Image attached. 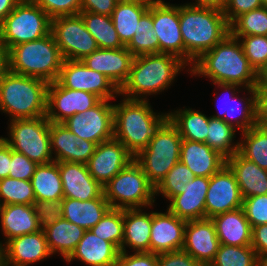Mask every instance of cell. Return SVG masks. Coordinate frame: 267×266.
<instances>
[{"mask_svg": "<svg viewBox=\"0 0 267 266\" xmlns=\"http://www.w3.org/2000/svg\"><path fill=\"white\" fill-rule=\"evenodd\" d=\"M187 71L193 76L210 78L214 83L237 84L255 88L258 73L250 65L238 38L230 33L211 50L204 52Z\"/></svg>", "mask_w": 267, "mask_h": 266, "instance_id": "obj_1", "label": "cell"}, {"mask_svg": "<svg viewBox=\"0 0 267 266\" xmlns=\"http://www.w3.org/2000/svg\"><path fill=\"white\" fill-rule=\"evenodd\" d=\"M179 22L185 47V62L189 66L230 33L223 10L218 8L187 3L180 5Z\"/></svg>", "mask_w": 267, "mask_h": 266, "instance_id": "obj_2", "label": "cell"}, {"mask_svg": "<svg viewBox=\"0 0 267 266\" xmlns=\"http://www.w3.org/2000/svg\"><path fill=\"white\" fill-rule=\"evenodd\" d=\"M168 121L169 111L157 114L148 100L123 98L114 104L113 138L135 157Z\"/></svg>", "mask_w": 267, "mask_h": 266, "instance_id": "obj_3", "label": "cell"}, {"mask_svg": "<svg viewBox=\"0 0 267 266\" xmlns=\"http://www.w3.org/2000/svg\"><path fill=\"white\" fill-rule=\"evenodd\" d=\"M186 66L189 65L172 54L136 56L133 58L127 81L119 89V95L132 100H149L148 96L168 89Z\"/></svg>", "mask_w": 267, "mask_h": 266, "instance_id": "obj_4", "label": "cell"}, {"mask_svg": "<svg viewBox=\"0 0 267 266\" xmlns=\"http://www.w3.org/2000/svg\"><path fill=\"white\" fill-rule=\"evenodd\" d=\"M48 83L8 70L0 82V110L10 120L46 116Z\"/></svg>", "mask_w": 267, "mask_h": 266, "instance_id": "obj_5", "label": "cell"}, {"mask_svg": "<svg viewBox=\"0 0 267 266\" xmlns=\"http://www.w3.org/2000/svg\"><path fill=\"white\" fill-rule=\"evenodd\" d=\"M63 61L52 33L8 50V70L44 80L48 84L57 81Z\"/></svg>", "mask_w": 267, "mask_h": 266, "instance_id": "obj_6", "label": "cell"}, {"mask_svg": "<svg viewBox=\"0 0 267 266\" xmlns=\"http://www.w3.org/2000/svg\"><path fill=\"white\" fill-rule=\"evenodd\" d=\"M103 191L107 202L114 209L152 207L156 201L155 187L135 160L117 173L103 187Z\"/></svg>", "mask_w": 267, "mask_h": 266, "instance_id": "obj_7", "label": "cell"}, {"mask_svg": "<svg viewBox=\"0 0 267 266\" xmlns=\"http://www.w3.org/2000/svg\"><path fill=\"white\" fill-rule=\"evenodd\" d=\"M181 144L182 137L169 120L148 146L134 157L155 188L180 161Z\"/></svg>", "mask_w": 267, "mask_h": 266, "instance_id": "obj_8", "label": "cell"}, {"mask_svg": "<svg viewBox=\"0 0 267 266\" xmlns=\"http://www.w3.org/2000/svg\"><path fill=\"white\" fill-rule=\"evenodd\" d=\"M50 33L51 18L32 0H20L0 25V42L9 50Z\"/></svg>", "mask_w": 267, "mask_h": 266, "instance_id": "obj_9", "label": "cell"}, {"mask_svg": "<svg viewBox=\"0 0 267 266\" xmlns=\"http://www.w3.org/2000/svg\"><path fill=\"white\" fill-rule=\"evenodd\" d=\"M8 137H2L12 150L24 154L37 164L54 161L50 144V121L39 118L14 119L8 126Z\"/></svg>", "mask_w": 267, "mask_h": 266, "instance_id": "obj_10", "label": "cell"}, {"mask_svg": "<svg viewBox=\"0 0 267 266\" xmlns=\"http://www.w3.org/2000/svg\"><path fill=\"white\" fill-rule=\"evenodd\" d=\"M51 33L64 60L81 61L99 48L80 14L51 19Z\"/></svg>", "mask_w": 267, "mask_h": 266, "instance_id": "obj_11", "label": "cell"}, {"mask_svg": "<svg viewBox=\"0 0 267 266\" xmlns=\"http://www.w3.org/2000/svg\"><path fill=\"white\" fill-rule=\"evenodd\" d=\"M101 100L94 107L72 115L63 124L77 136L98 145L113 138L114 104Z\"/></svg>", "mask_w": 267, "mask_h": 266, "instance_id": "obj_12", "label": "cell"}, {"mask_svg": "<svg viewBox=\"0 0 267 266\" xmlns=\"http://www.w3.org/2000/svg\"><path fill=\"white\" fill-rule=\"evenodd\" d=\"M57 82L64 88L89 92L102 100L119 96V89L108 77L88 68L82 61L64 60Z\"/></svg>", "mask_w": 267, "mask_h": 266, "instance_id": "obj_13", "label": "cell"}, {"mask_svg": "<svg viewBox=\"0 0 267 266\" xmlns=\"http://www.w3.org/2000/svg\"><path fill=\"white\" fill-rule=\"evenodd\" d=\"M102 99L95 94L62 87L57 81L47 87L46 118L53 123H63L76 113H82Z\"/></svg>", "mask_w": 267, "mask_h": 266, "instance_id": "obj_14", "label": "cell"}, {"mask_svg": "<svg viewBox=\"0 0 267 266\" xmlns=\"http://www.w3.org/2000/svg\"><path fill=\"white\" fill-rule=\"evenodd\" d=\"M153 28L159 39V53L175 55L185 61V47L180 30L179 4L152 1Z\"/></svg>", "mask_w": 267, "mask_h": 266, "instance_id": "obj_15", "label": "cell"}, {"mask_svg": "<svg viewBox=\"0 0 267 266\" xmlns=\"http://www.w3.org/2000/svg\"><path fill=\"white\" fill-rule=\"evenodd\" d=\"M215 84L218 88L225 90L228 96L227 98H225V101H222V105L218 107H221V110L218 109L220 110L218 114H214L215 116L211 115V117L223 120L235 129H241V133L247 131L248 129L257 124L255 88H246L247 93L251 96L249 95L248 98H244V96L243 98H240L236 93L241 92L239 91V89L242 88L241 86L229 83Z\"/></svg>", "mask_w": 267, "mask_h": 266, "instance_id": "obj_16", "label": "cell"}, {"mask_svg": "<svg viewBox=\"0 0 267 266\" xmlns=\"http://www.w3.org/2000/svg\"><path fill=\"white\" fill-rule=\"evenodd\" d=\"M134 159L120 141L112 138L96 145L94 154L86 165L90 175L104 187Z\"/></svg>", "mask_w": 267, "mask_h": 266, "instance_id": "obj_17", "label": "cell"}, {"mask_svg": "<svg viewBox=\"0 0 267 266\" xmlns=\"http://www.w3.org/2000/svg\"><path fill=\"white\" fill-rule=\"evenodd\" d=\"M243 206V197L236 178L225 165L210 177L205 198L206 218L232 211Z\"/></svg>", "mask_w": 267, "mask_h": 266, "instance_id": "obj_18", "label": "cell"}, {"mask_svg": "<svg viewBox=\"0 0 267 266\" xmlns=\"http://www.w3.org/2000/svg\"><path fill=\"white\" fill-rule=\"evenodd\" d=\"M220 246L211 218L187 221L183 251L202 266H209Z\"/></svg>", "mask_w": 267, "mask_h": 266, "instance_id": "obj_19", "label": "cell"}, {"mask_svg": "<svg viewBox=\"0 0 267 266\" xmlns=\"http://www.w3.org/2000/svg\"><path fill=\"white\" fill-rule=\"evenodd\" d=\"M186 223L168 209L164 213L152 211L150 252L161 254L182 250Z\"/></svg>", "mask_w": 267, "mask_h": 266, "instance_id": "obj_20", "label": "cell"}, {"mask_svg": "<svg viewBox=\"0 0 267 266\" xmlns=\"http://www.w3.org/2000/svg\"><path fill=\"white\" fill-rule=\"evenodd\" d=\"M51 255L42 229L15 237L3 246V264L6 266H28Z\"/></svg>", "mask_w": 267, "mask_h": 266, "instance_id": "obj_21", "label": "cell"}, {"mask_svg": "<svg viewBox=\"0 0 267 266\" xmlns=\"http://www.w3.org/2000/svg\"><path fill=\"white\" fill-rule=\"evenodd\" d=\"M50 144L56 162L86 164L96 148L94 142L78 139L63 123L53 122H50Z\"/></svg>", "mask_w": 267, "mask_h": 266, "instance_id": "obj_22", "label": "cell"}, {"mask_svg": "<svg viewBox=\"0 0 267 266\" xmlns=\"http://www.w3.org/2000/svg\"><path fill=\"white\" fill-rule=\"evenodd\" d=\"M134 55L126 48H98L81 61L90 69L104 74L120 89L127 81Z\"/></svg>", "mask_w": 267, "mask_h": 266, "instance_id": "obj_23", "label": "cell"}, {"mask_svg": "<svg viewBox=\"0 0 267 266\" xmlns=\"http://www.w3.org/2000/svg\"><path fill=\"white\" fill-rule=\"evenodd\" d=\"M64 198L87 201L104 194L103 186L89 173L85 163L58 162Z\"/></svg>", "mask_w": 267, "mask_h": 266, "instance_id": "obj_24", "label": "cell"}, {"mask_svg": "<svg viewBox=\"0 0 267 266\" xmlns=\"http://www.w3.org/2000/svg\"><path fill=\"white\" fill-rule=\"evenodd\" d=\"M209 177H195L169 202L168 210L185 221L206 218L205 198Z\"/></svg>", "mask_w": 267, "mask_h": 266, "instance_id": "obj_25", "label": "cell"}, {"mask_svg": "<svg viewBox=\"0 0 267 266\" xmlns=\"http://www.w3.org/2000/svg\"><path fill=\"white\" fill-rule=\"evenodd\" d=\"M180 161L196 177H211L226 165V158L206 143L182 139Z\"/></svg>", "mask_w": 267, "mask_h": 266, "instance_id": "obj_26", "label": "cell"}, {"mask_svg": "<svg viewBox=\"0 0 267 266\" xmlns=\"http://www.w3.org/2000/svg\"><path fill=\"white\" fill-rule=\"evenodd\" d=\"M211 220L220 244L251 246L252 227L242 207L213 216Z\"/></svg>", "mask_w": 267, "mask_h": 266, "instance_id": "obj_27", "label": "cell"}, {"mask_svg": "<svg viewBox=\"0 0 267 266\" xmlns=\"http://www.w3.org/2000/svg\"><path fill=\"white\" fill-rule=\"evenodd\" d=\"M119 253L120 250L113 243L87 230L66 261L70 263L77 259L89 266H116Z\"/></svg>", "mask_w": 267, "mask_h": 266, "instance_id": "obj_28", "label": "cell"}, {"mask_svg": "<svg viewBox=\"0 0 267 266\" xmlns=\"http://www.w3.org/2000/svg\"><path fill=\"white\" fill-rule=\"evenodd\" d=\"M243 198L267 194V170L244 158L239 152L226 159Z\"/></svg>", "mask_w": 267, "mask_h": 266, "instance_id": "obj_29", "label": "cell"}, {"mask_svg": "<svg viewBox=\"0 0 267 266\" xmlns=\"http://www.w3.org/2000/svg\"><path fill=\"white\" fill-rule=\"evenodd\" d=\"M123 223L120 251L127 252L126 248L129 247L133 252H150L152 211L146 213L142 209H124Z\"/></svg>", "mask_w": 267, "mask_h": 266, "instance_id": "obj_30", "label": "cell"}, {"mask_svg": "<svg viewBox=\"0 0 267 266\" xmlns=\"http://www.w3.org/2000/svg\"><path fill=\"white\" fill-rule=\"evenodd\" d=\"M0 223L2 233L6 238L2 246L15 237L41 230L33 205H4L0 213Z\"/></svg>", "mask_w": 267, "mask_h": 266, "instance_id": "obj_31", "label": "cell"}, {"mask_svg": "<svg viewBox=\"0 0 267 266\" xmlns=\"http://www.w3.org/2000/svg\"><path fill=\"white\" fill-rule=\"evenodd\" d=\"M110 209L104 194L87 201L62 199L63 218L86 231L93 228Z\"/></svg>", "mask_w": 267, "mask_h": 266, "instance_id": "obj_32", "label": "cell"}, {"mask_svg": "<svg viewBox=\"0 0 267 266\" xmlns=\"http://www.w3.org/2000/svg\"><path fill=\"white\" fill-rule=\"evenodd\" d=\"M43 231L50 253H59L66 261L75 251L86 230L62 217Z\"/></svg>", "mask_w": 267, "mask_h": 266, "instance_id": "obj_33", "label": "cell"}, {"mask_svg": "<svg viewBox=\"0 0 267 266\" xmlns=\"http://www.w3.org/2000/svg\"><path fill=\"white\" fill-rule=\"evenodd\" d=\"M153 0L117 2L111 18L121 42L126 46L138 28L140 18Z\"/></svg>", "mask_w": 267, "mask_h": 266, "instance_id": "obj_34", "label": "cell"}, {"mask_svg": "<svg viewBox=\"0 0 267 266\" xmlns=\"http://www.w3.org/2000/svg\"><path fill=\"white\" fill-rule=\"evenodd\" d=\"M30 181L36 200L52 201L64 198L58 162L38 164Z\"/></svg>", "mask_w": 267, "mask_h": 266, "instance_id": "obj_35", "label": "cell"}, {"mask_svg": "<svg viewBox=\"0 0 267 266\" xmlns=\"http://www.w3.org/2000/svg\"><path fill=\"white\" fill-rule=\"evenodd\" d=\"M209 118L192 108L177 109L169 112L170 122L178 129L182 139L206 143Z\"/></svg>", "mask_w": 267, "mask_h": 266, "instance_id": "obj_36", "label": "cell"}, {"mask_svg": "<svg viewBox=\"0 0 267 266\" xmlns=\"http://www.w3.org/2000/svg\"><path fill=\"white\" fill-rule=\"evenodd\" d=\"M79 14L99 48L119 49L125 47L117 34L111 16L87 11H81Z\"/></svg>", "mask_w": 267, "mask_h": 266, "instance_id": "obj_37", "label": "cell"}, {"mask_svg": "<svg viewBox=\"0 0 267 266\" xmlns=\"http://www.w3.org/2000/svg\"><path fill=\"white\" fill-rule=\"evenodd\" d=\"M241 134L243 139L239 141L238 152L267 170V127L256 124Z\"/></svg>", "mask_w": 267, "mask_h": 266, "instance_id": "obj_38", "label": "cell"}, {"mask_svg": "<svg viewBox=\"0 0 267 266\" xmlns=\"http://www.w3.org/2000/svg\"><path fill=\"white\" fill-rule=\"evenodd\" d=\"M125 47L134 57L159 53V39L153 28L152 2L148 11L140 18L135 35Z\"/></svg>", "mask_w": 267, "mask_h": 266, "instance_id": "obj_39", "label": "cell"}, {"mask_svg": "<svg viewBox=\"0 0 267 266\" xmlns=\"http://www.w3.org/2000/svg\"><path fill=\"white\" fill-rule=\"evenodd\" d=\"M235 132L236 129L225 121L210 116L206 144L228 159L239 151V142H233Z\"/></svg>", "mask_w": 267, "mask_h": 266, "instance_id": "obj_40", "label": "cell"}, {"mask_svg": "<svg viewBox=\"0 0 267 266\" xmlns=\"http://www.w3.org/2000/svg\"><path fill=\"white\" fill-rule=\"evenodd\" d=\"M259 259L252 246L220 244L209 266H259Z\"/></svg>", "mask_w": 267, "mask_h": 266, "instance_id": "obj_41", "label": "cell"}, {"mask_svg": "<svg viewBox=\"0 0 267 266\" xmlns=\"http://www.w3.org/2000/svg\"><path fill=\"white\" fill-rule=\"evenodd\" d=\"M232 36H267V7L251 10L238 16L230 25Z\"/></svg>", "mask_w": 267, "mask_h": 266, "instance_id": "obj_42", "label": "cell"}, {"mask_svg": "<svg viewBox=\"0 0 267 266\" xmlns=\"http://www.w3.org/2000/svg\"><path fill=\"white\" fill-rule=\"evenodd\" d=\"M0 200L4 205L27 204L36 201L31 181L7 177L0 180Z\"/></svg>", "mask_w": 267, "mask_h": 266, "instance_id": "obj_43", "label": "cell"}, {"mask_svg": "<svg viewBox=\"0 0 267 266\" xmlns=\"http://www.w3.org/2000/svg\"><path fill=\"white\" fill-rule=\"evenodd\" d=\"M123 210L111 208L90 231L119 250L123 241Z\"/></svg>", "mask_w": 267, "mask_h": 266, "instance_id": "obj_44", "label": "cell"}, {"mask_svg": "<svg viewBox=\"0 0 267 266\" xmlns=\"http://www.w3.org/2000/svg\"><path fill=\"white\" fill-rule=\"evenodd\" d=\"M196 176L181 161L166 174L165 178L155 188V195L162 194L169 201L182 193V189Z\"/></svg>", "mask_w": 267, "mask_h": 266, "instance_id": "obj_45", "label": "cell"}, {"mask_svg": "<svg viewBox=\"0 0 267 266\" xmlns=\"http://www.w3.org/2000/svg\"><path fill=\"white\" fill-rule=\"evenodd\" d=\"M238 38L250 65L258 73L267 60V36H233Z\"/></svg>", "mask_w": 267, "mask_h": 266, "instance_id": "obj_46", "label": "cell"}, {"mask_svg": "<svg viewBox=\"0 0 267 266\" xmlns=\"http://www.w3.org/2000/svg\"><path fill=\"white\" fill-rule=\"evenodd\" d=\"M33 208L39 227L42 230L53 225L63 217L62 199L52 201L36 200L33 203Z\"/></svg>", "mask_w": 267, "mask_h": 266, "instance_id": "obj_47", "label": "cell"}, {"mask_svg": "<svg viewBox=\"0 0 267 266\" xmlns=\"http://www.w3.org/2000/svg\"><path fill=\"white\" fill-rule=\"evenodd\" d=\"M51 19L77 15L81 12V0H32Z\"/></svg>", "mask_w": 267, "mask_h": 266, "instance_id": "obj_48", "label": "cell"}, {"mask_svg": "<svg viewBox=\"0 0 267 266\" xmlns=\"http://www.w3.org/2000/svg\"><path fill=\"white\" fill-rule=\"evenodd\" d=\"M242 208L252 228L267 224V194L243 198Z\"/></svg>", "mask_w": 267, "mask_h": 266, "instance_id": "obj_49", "label": "cell"}, {"mask_svg": "<svg viewBox=\"0 0 267 266\" xmlns=\"http://www.w3.org/2000/svg\"><path fill=\"white\" fill-rule=\"evenodd\" d=\"M37 165L36 162L31 161L24 154L12 150L9 177L30 181Z\"/></svg>", "mask_w": 267, "mask_h": 266, "instance_id": "obj_50", "label": "cell"}, {"mask_svg": "<svg viewBox=\"0 0 267 266\" xmlns=\"http://www.w3.org/2000/svg\"><path fill=\"white\" fill-rule=\"evenodd\" d=\"M262 6V0H228L223 13L230 25L238 16Z\"/></svg>", "mask_w": 267, "mask_h": 266, "instance_id": "obj_51", "label": "cell"}, {"mask_svg": "<svg viewBox=\"0 0 267 266\" xmlns=\"http://www.w3.org/2000/svg\"><path fill=\"white\" fill-rule=\"evenodd\" d=\"M158 254L151 252H121L118 255L116 266H157Z\"/></svg>", "mask_w": 267, "mask_h": 266, "instance_id": "obj_52", "label": "cell"}, {"mask_svg": "<svg viewBox=\"0 0 267 266\" xmlns=\"http://www.w3.org/2000/svg\"><path fill=\"white\" fill-rule=\"evenodd\" d=\"M157 266H202L183 250L158 254Z\"/></svg>", "mask_w": 267, "mask_h": 266, "instance_id": "obj_53", "label": "cell"}, {"mask_svg": "<svg viewBox=\"0 0 267 266\" xmlns=\"http://www.w3.org/2000/svg\"><path fill=\"white\" fill-rule=\"evenodd\" d=\"M255 91L257 124L267 127V80L258 79Z\"/></svg>", "mask_w": 267, "mask_h": 266, "instance_id": "obj_54", "label": "cell"}, {"mask_svg": "<svg viewBox=\"0 0 267 266\" xmlns=\"http://www.w3.org/2000/svg\"><path fill=\"white\" fill-rule=\"evenodd\" d=\"M259 261L267 256V224H260L252 228V243Z\"/></svg>", "mask_w": 267, "mask_h": 266, "instance_id": "obj_55", "label": "cell"}, {"mask_svg": "<svg viewBox=\"0 0 267 266\" xmlns=\"http://www.w3.org/2000/svg\"><path fill=\"white\" fill-rule=\"evenodd\" d=\"M116 3V0H81V11L111 16Z\"/></svg>", "mask_w": 267, "mask_h": 266, "instance_id": "obj_56", "label": "cell"}, {"mask_svg": "<svg viewBox=\"0 0 267 266\" xmlns=\"http://www.w3.org/2000/svg\"><path fill=\"white\" fill-rule=\"evenodd\" d=\"M11 160L12 149L0 137V180L9 177Z\"/></svg>", "mask_w": 267, "mask_h": 266, "instance_id": "obj_57", "label": "cell"}, {"mask_svg": "<svg viewBox=\"0 0 267 266\" xmlns=\"http://www.w3.org/2000/svg\"><path fill=\"white\" fill-rule=\"evenodd\" d=\"M20 0H0V25Z\"/></svg>", "mask_w": 267, "mask_h": 266, "instance_id": "obj_58", "label": "cell"}, {"mask_svg": "<svg viewBox=\"0 0 267 266\" xmlns=\"http://www.w3.org/2000/svg\"><path fill=\"white\" fill-rule=\"evenodd\" d=\"M228 0H195V2H190L187 4L194 6H204V7H213L223 10Z\"/></svg>", "mask_w": 267, "mask_h": 266, "instance_id": "obj_59", "label": "cell"}, {"mask_svg": "<svg viewBox=\"0 0 267 266\" xmlns=\"http://www.w3.org/2000/svg\"><path fill=\"white\" fill-rule=\"evenodd\" d=\"M8 71V50L0 42V82L3 79V76Z\"/></svg>", "mask_w": 267, "mask_h": 266, "instance_id": "obj_60", "label": "cell"}, {"mask_svg": "<svg viewBox=\"0 0 267 266\" xmlns=\"http://www.w3.org/2000/svg\"><path fill=\"white\" fill-rule=\"evenodd\" d=\"M258 79L267 80V60L264 67L258 72Z\"/></svg>", "mask_w": 267, "mask_h": 266, "instance_id": "obj_61", "label": "cell"}, {"mask_svg": "<svg viewBox=\"0 0 267 266\" xmlns=\"http://www.w3.org/2000/svg\"><path fill=\"white\" fill-rule=\"evenodd\" d=\"M3 264V246L2 241L0 242V266Z\"/></svg>", "mask_w": 267, "mask_h": 266, "instance_id": "obj_62", "label": "cell"}, {"mask_svg": "<svg viewBox=\"0 0 267 266\" xmlns=\"http://www.w3.org/2000/svg\"><path fill=\"white\" fill-rule=\"evenodd\" d=\"M259 266H267V256H264L259 263Z\"/></svg>", "mask_w": 267, "mask_h": 266, "instance_id": "obj_63", "label": "cell"}, {"mask_svg": "<svg viewBox=\"0 0 267 266\" xmlns=\"http://www.w3.org/2000/svg\"><path fill=\"white\" fill-rule=\"evenodd\" d=\"M117 2H125V1H137V0H116Z\"/></svg>", "mask_w": 267, "mask_h": 266, "instance_id": "obj_64", "label": "cell"}, {"mask_svg": "<svg viewBox=\"0 0 267 266\" xmlns=\"http://www.w3.org/2000/svg\"><path fill=\"white\" fill-rule=\"evenodd\" d=\"M263 6L267 7V0H262Z\"/></svg>", "mask_w": 267, "mask_h": 266, "instance_id": "obj_65", "label": "cell"}, {"mask_svg": "<svg viewBox=\"0 0 267 266\" xmlns=\"http://www.w3.org/2000/svg\"><path fill=\"white\" fill-rule=\"evenodd\" d=\"M2 207H3V204H2V202H1V200H0V213H1V211H2Z\"/></svg>", "mask_w": 267, "mask_h": 266, "instance_id": "obj_66", "label": "cell"}]
</instances>
